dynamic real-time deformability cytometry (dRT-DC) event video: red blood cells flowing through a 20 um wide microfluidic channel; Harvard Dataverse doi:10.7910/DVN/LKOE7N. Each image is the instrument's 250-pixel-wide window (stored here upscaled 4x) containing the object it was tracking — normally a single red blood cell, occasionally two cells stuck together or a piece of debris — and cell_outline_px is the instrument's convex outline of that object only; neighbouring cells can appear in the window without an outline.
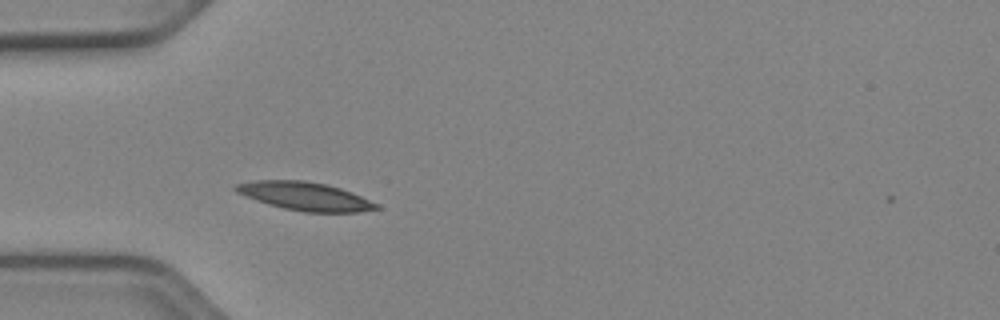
{"species": "Egyptian fruit bat (a non-hibernating species)", "species_latin": "Rousettus aegyptiacus", "temperature_condition": "cold", "stored_images_in_passage": 2, "camera_frame_rate_fps": 3000, "um_per_image_px": 0.085, "animal": {"sex": "female"}, "frame": {"image": 1, "passage_image": 1, "time_ms": 0.0, "image_size_px": [1000, 320], "cell_outline_px": [[380, 208], [360, 212], [304, 212], [284, 208], [268, 204], [256, 200], [236, 192], [232, 188], [236, 184], [256, 180], [304, 180], [324, 184], [340, 188], [352, 192], [380, 204]], "centroid_in_image_um": [25.94, 16.68], "position_along_channel_um": 59.1, "area_um2": 23.18}}